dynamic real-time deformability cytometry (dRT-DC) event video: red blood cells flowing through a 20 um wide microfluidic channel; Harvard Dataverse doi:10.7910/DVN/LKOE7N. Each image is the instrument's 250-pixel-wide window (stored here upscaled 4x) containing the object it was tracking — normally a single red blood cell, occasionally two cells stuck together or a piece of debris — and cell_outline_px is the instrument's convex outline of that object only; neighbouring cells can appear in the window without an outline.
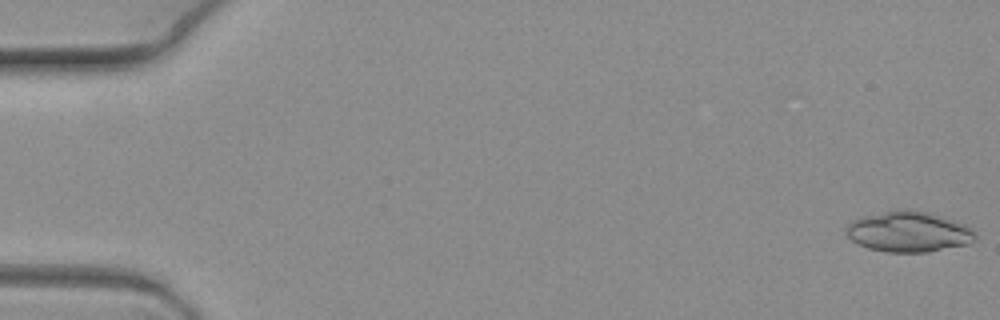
{"species": "common noctule bat (a hibernating species)", "species_latin": "Nyctalus noctula", "temperature_condition": "warm", "stored_images_in_passage": 7, "camera_frame_rate_fps": 3000, "um_per_image_px": 0.085, "animal": {"sex": "female", "body_mass_g": 19.3, "forearm_length_mm": 54.1}, "frame": {"image": 1, "passage_image": 1, "time_ms": 0.0, "image_size_px": [1000, 320], "cell_outline_px": [[976, 240], [968, 244], [928, 252], [888, 252], [868, 248], [852, 240], [844, 232], [844, 228], [852, 220], [860, 216], [896, 208], [908, 208], [940, 216], [964, 224], [972, 228], [976, 232]], "centroid_in_image_um": [77.2, 19.68], "position_along_channel_um": 7.8, "area_um2": 30.87}}